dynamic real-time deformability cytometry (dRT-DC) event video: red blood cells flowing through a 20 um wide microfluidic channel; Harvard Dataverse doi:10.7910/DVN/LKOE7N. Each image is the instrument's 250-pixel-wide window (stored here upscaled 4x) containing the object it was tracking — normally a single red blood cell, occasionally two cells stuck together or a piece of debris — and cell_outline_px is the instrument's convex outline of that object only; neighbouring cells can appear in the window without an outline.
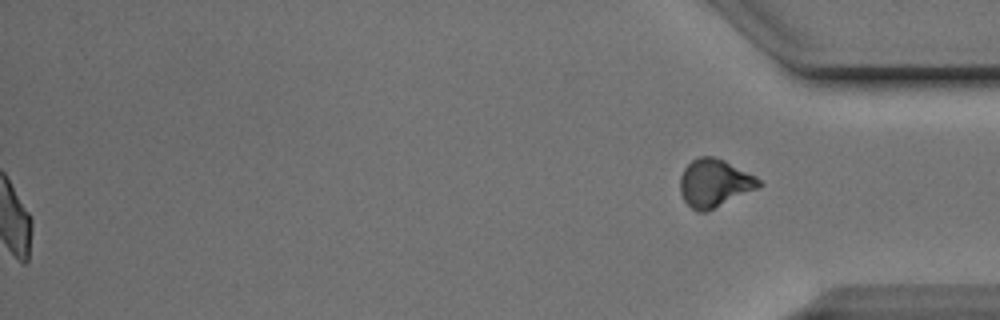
{"species": "Egyptian fruit bat (a non-hibernating species)", "species_latin": "Rousettus aegyptiacus", "temperature_condition": "cold", "stored_images_in_passage": 55, "segment_of_instrument_passage": [2, 2], "camera_frame_rate_fps": 3000, "um_per_image_px": 0.085, "animal": {"sex": "male"}, "frame": {"image": 1, "passage_image": 55, "time_ms": 18.0, "image_size_px": [1000, 320], "cell_outline_px": [[764, 184], [708, 212], [696, 212], [684, 200], [680, 192], [680, 176], [684, 168], [692, 160], [700, 156], [712, 156], [724, 160], [756, 176]], "centroid_in_image_um": [60.71, 15.57], "position_along_channel_um": 374.5, "area_um2": 21.96}}